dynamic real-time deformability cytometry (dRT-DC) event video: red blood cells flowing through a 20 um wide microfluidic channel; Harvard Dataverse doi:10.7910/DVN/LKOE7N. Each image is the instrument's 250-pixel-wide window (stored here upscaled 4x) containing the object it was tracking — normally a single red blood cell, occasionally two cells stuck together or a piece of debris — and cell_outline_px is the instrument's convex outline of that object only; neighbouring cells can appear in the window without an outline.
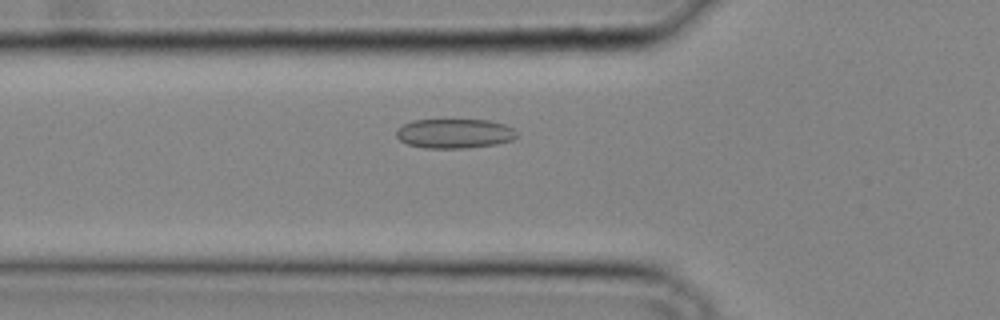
{"species": "common noctule bat (a hibernating species)", "species_latin": "Nyctalus noctula", "temperature_condition": "cold", "stored_images_in_passage": 31, "camera_frame_rate_fps": 3000, "um_per_image_px": 0.085, "animal": {"sex": "male", "body_mass_g": 20.4}, "frame": {"image": 1, "passage_image": 12, "time_ms": 3.667, "image_size_px": [1000, 320], "cell_outline_px": [[516, 136], [512, 140], [496, 144], [468, 148], [424, 148], [408, 144], [400, 140], [396, 136], [396, 128], [412, 120], [492, 120], [504, 124], [512, 128], [516, 132]], "centroid_in_image_um": [38.61, 11.35], "position_along_channel_um": 87.2, "area_um2": 20.75}}
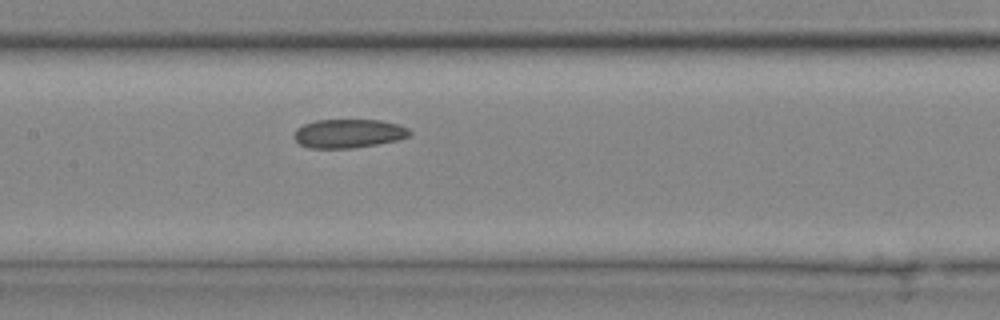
{"frame": {"image": 2, "passage_image": 17, "time_ms": 5.333, "image_size_px": [1000, 320], "cell_outline_px": [[412, 136], [396, 140], [376, 144], [352, 148], [308, 148], [300, 144], [292, 136], [296, 128], [304, 124], [316, 120], [380, 120], [396, 124], [408, 128], [412, 132]], "centroid_in_image_um": [29.61, 11.35], "position_along_channel_um": 177.8, "area_um2": 19.42}}
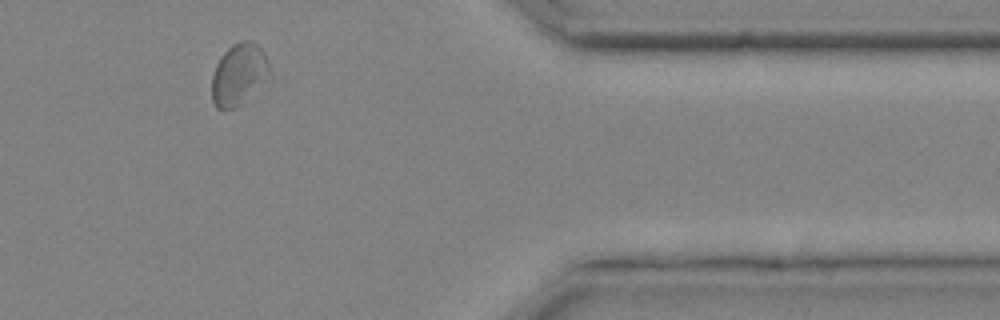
{"frame": {"image": 3, "passage_image": 30, "time_ms": 9.667, "image_size_px": [1000, 320], "cell_outline_px": [[272, 84], [240, 104], [232, 108], [216, 108], [212, 100], [212, 76], [216, 64], [220, 56], [232, 44], [240, 40], [252, 40], [260, 44], [268, 60], [272, 72]], "centroid_in_image_um": [20.42, 6.31], "position_along_channel_um": 391.0, "area_um2": 22.02}}